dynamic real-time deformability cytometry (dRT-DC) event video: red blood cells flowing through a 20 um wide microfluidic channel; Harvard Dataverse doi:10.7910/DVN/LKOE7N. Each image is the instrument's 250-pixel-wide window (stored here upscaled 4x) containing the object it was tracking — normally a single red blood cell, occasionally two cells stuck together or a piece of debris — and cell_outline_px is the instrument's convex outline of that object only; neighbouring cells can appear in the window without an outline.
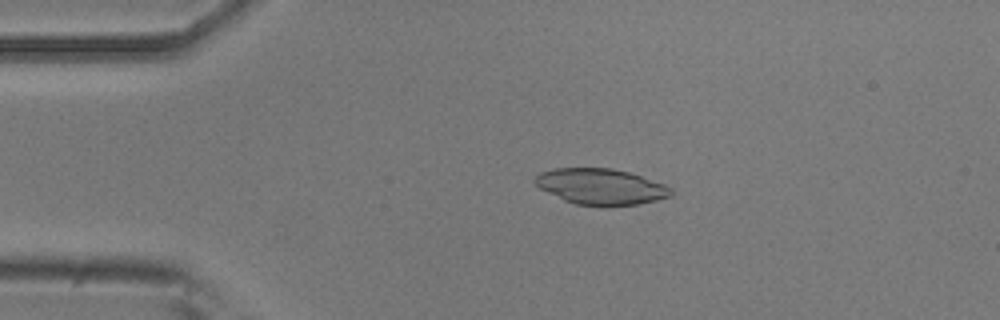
{"species": "common noctule bat (a hibernating species)", "species_latin": "Nyctalus noctula", "temperature_condition": "room temperature", "stored_images_in_passage": 51, "camera_frame_rate_fps": 3000, "um_per_image_px": 0.085, "animal": {"sex": "male", "body_mass_g": 20.5, "forearm_length_mm": 52.5}, "frame": {"image": 1, "passage_image": 10, "time_ms": 3.0, "image_size_px": [1000, 320], "cell_outline_px": [[672, 196], [656, 200], [636, 204], [608, 208], [600, 208], [576, 204], [564, 200], [540, 188], [532, 180], [540, 172], [556, 168], [612, 168], [628, 172], [664, 184], [672, 188]], "centroid_in_image_um": [51.07, 15.89], "position_along_channel_um": 33.9, "area_um2": 28.78}}
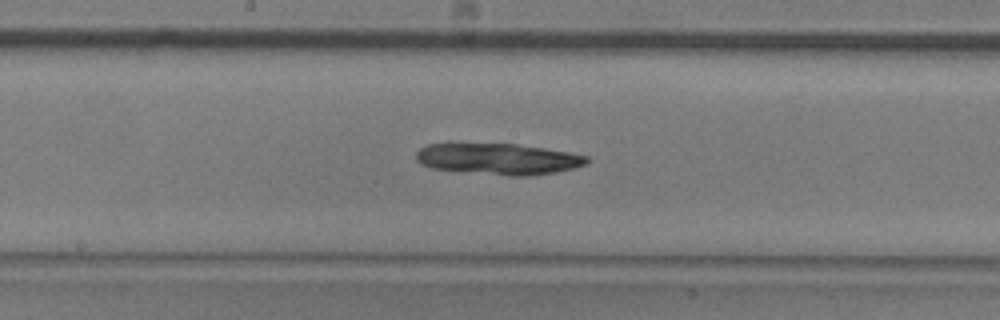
{"frame": {"image": 2, "passage_image": 26, "time_ms": 8.333, "image_size_px": [1000, 320], "cell_outline_px": [[588, 164], [572, 168], [552, 172], [528, 176], [508, 176], [432, 168], [420, 164], [416, 160], [416, 152], [420, 148], [428, 144], [448, 140], [516, 144], [544, 148], [568, 152], [588, 156]], "centroid_in_image_um": [42.23, 13.46], "position_along_channel_um": 206.0, "area_um2": 32.02}}
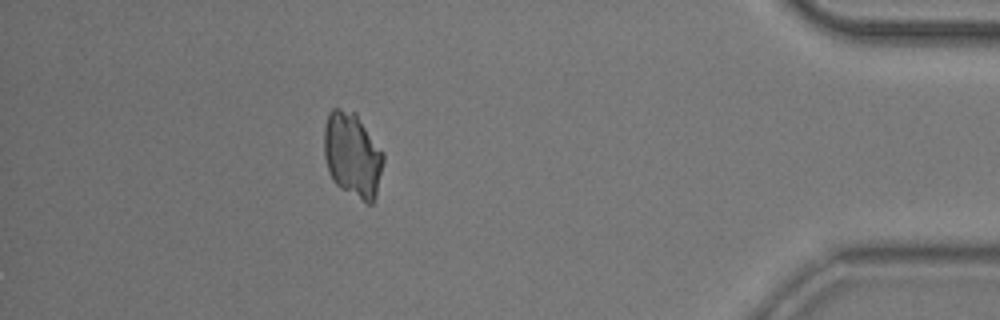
{"frame": {"image": 3, "passage_image": 45, "time_ms": 14.667, "image_size_px": [1000, 320], "cell_outline_px": [[384, 160], [376, 196], [372, 204], [368, 204], [340, 188], [332, 180], [328, 172], [324, 156], [324, 128], [328, 112], [332, 108], [340, 108], [356, 112], [384, 152]], "centroid_in_image_um": [29.96, 13.15], "position_along_channel_um": 405.2, "area_um2": 29.77}}